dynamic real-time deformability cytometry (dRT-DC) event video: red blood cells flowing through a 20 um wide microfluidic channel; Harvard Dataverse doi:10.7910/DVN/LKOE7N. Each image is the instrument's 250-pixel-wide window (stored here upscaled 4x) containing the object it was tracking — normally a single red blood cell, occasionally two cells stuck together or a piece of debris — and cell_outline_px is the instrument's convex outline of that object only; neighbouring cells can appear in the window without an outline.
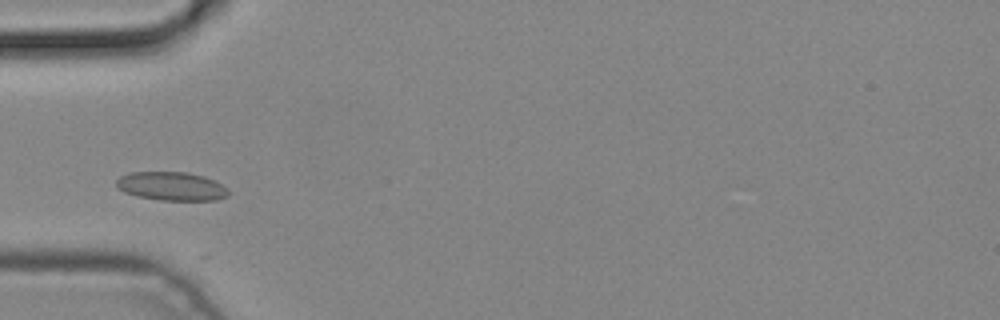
{"species": "common noctule bat (a hibernating species)", "species_latin": "Nyctalus noctula", "temperature_condition": "cold", "stored_images_in_passage": 1, "camera_frame_rate_fps": 3000, "um_per_image_px": 0.085, "animal": {"sex": "male", "body_mass_g": 19.2, "forearm_length_mm": 51.8}, "frame": {"image": 1, "passage_image": 1, "time_ms": 0.0, "image_size_px": [1000, 320], "cell_outline_px": [[228, 196], [216, 200], [160, 200], [136, 196], [124, 192], [116, 188], [116, 180], [120, 176], [132, 172], [188, 172], [204, 176], [228, 188]], "centroid_in_image_um": [14.55, 15.83], "position_along_channel_um": 70.5, "area_um2": 18.73}}